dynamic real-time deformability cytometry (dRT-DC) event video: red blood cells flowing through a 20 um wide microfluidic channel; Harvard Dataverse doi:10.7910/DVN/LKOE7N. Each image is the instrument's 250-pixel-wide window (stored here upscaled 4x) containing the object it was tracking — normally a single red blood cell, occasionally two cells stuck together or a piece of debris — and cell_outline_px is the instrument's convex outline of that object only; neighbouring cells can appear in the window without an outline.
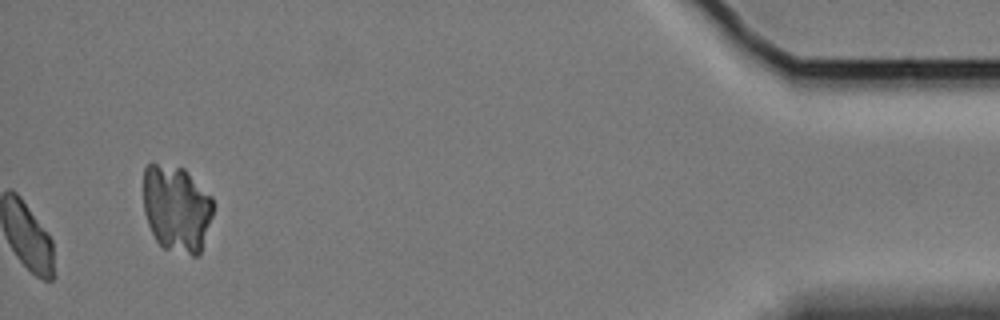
{"species": "Egyptian fruit bat (a non-hibernating species)", "species_latin": "Rousettus aegyptiacus", "temperature_condition": "cold", "stored_images_in_passage": 46, "camera_frame_rate_fps": 3000, "um_per_image_px": 0.085, "animal": {"sex": "female"}, "frame": {"image": 1, "passage_image": 46, "time_ms": 15.0, "image_size_px": [1000, 320], "cell_outline_px": [[212, 216], [200, 256], [192, 256], [164, 248], [156, 240], [148, 224], [144, 212], [144, 168], [148, 164], [156, 164], [184, 168], [212, 196]], "centroid_in_image_um": [15.02, 17.74], "position_along_channel_um": 420.2, "area_um2": 35.37}, "authors_computed_cell_mechanics": {"area_um2": 23.1489, "velocity_mm_per_s": 3.3518, "shape_relaxation_time_tau1_ms": 7.6775, "shape_relaxation_time_tau2_ms": null, "deformation_change_tau1": 0.1298, "deformation_change_tau2": null}}